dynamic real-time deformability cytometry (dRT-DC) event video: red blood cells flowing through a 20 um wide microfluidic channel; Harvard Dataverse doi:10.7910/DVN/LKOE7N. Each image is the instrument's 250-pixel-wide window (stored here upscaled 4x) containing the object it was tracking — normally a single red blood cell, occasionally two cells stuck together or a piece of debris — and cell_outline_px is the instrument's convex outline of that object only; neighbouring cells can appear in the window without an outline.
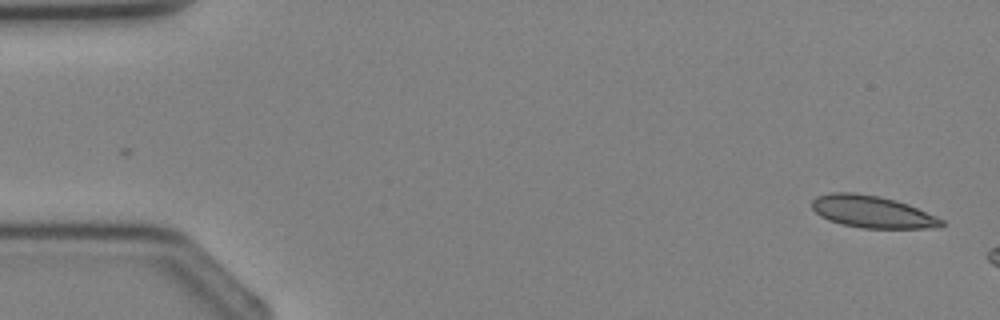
{"species": "Egyptian fruit bat (a non-hibernating species)", "species_latin": "Rousettus aegyptiacus", "temperature_condition": "cold", "stored_images_in_passage": 3, "camera_frame_rate_fps": 3000, "um_per_image_px": 0.085, "animal": {"sex": "female"}, "frame": {"image": 1, "passage_image": 1, "time_ms": 0.0, "image_size_px": [1000, 320], "cell_outline_px": [[944, 224], [924, 228], [864, 228], [844, 224], [828, 220], [820, 216], [812, 208], [812, 200], [816, 196], [832, 192], [852, 192], [880, 196], [896, 200], [908, 204], [936, 216], [944, 220]], "centroid_in_image_um": [74.1, 17.98], "position_along_channel_um": 10.9, "area_um2": 24.04}}